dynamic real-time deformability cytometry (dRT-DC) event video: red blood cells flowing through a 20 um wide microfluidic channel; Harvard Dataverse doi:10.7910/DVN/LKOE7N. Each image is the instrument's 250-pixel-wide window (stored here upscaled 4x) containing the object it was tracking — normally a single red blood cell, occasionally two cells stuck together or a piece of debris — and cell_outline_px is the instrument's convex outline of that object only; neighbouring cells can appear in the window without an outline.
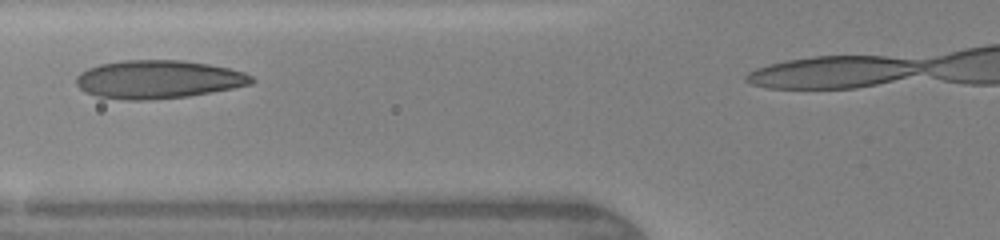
{"species": "human", "species_latin": "Homo sapiens", "temperature_condition": "warm", "stored_images_in_passage": 26, "camera_frame_rate_fps": 3000, "um_per_image_px": 0.085, "donor": {"sex": "female"}, "frame": {"image": 1, "passage_image": 9, "time_ms": 2.333, "image_size_px": [1000, 240], "cell_outline_px": [[256, 80], [252, 84], [232, 88], [188, 96], [148, 100], [124, 100], [96, 96], [84, 92], [76, 84], [76, 76], [80, 72], [88, 68], [100, 64], [124, 60], [180, 60], [208, 64], [228, 68], [244, 72], [252, 76]], "centroid_in_image_um": [13.43, 6.75], "position_along_channel_um": 112.4, "area_um2": 39.13}}
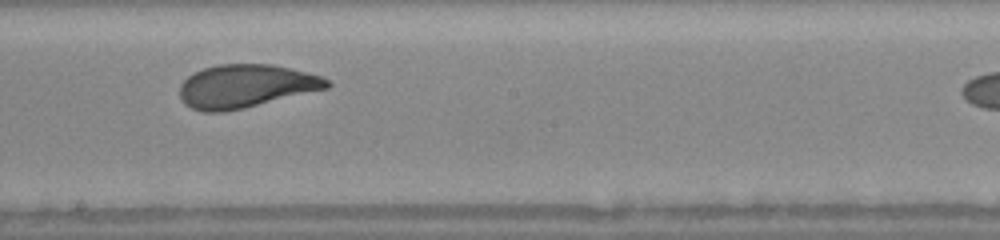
{"frame": {"image": 2, "passage_image": 15, "time_ms": 5.0, "image_size_px": [1000, 240], "cell_outline_px": [[332, 84], [328, 88], [244, 108], [224, 112], [204, 112], [192, 108], [184, 104], [180, 96], [180, 84], [188, 76], [204, 68], [216, 64], [272, 64], [292, 68], [324, 76]], "centroid_in_image_um": [20.9, 7.32], "position_along_channel_um": 227.3, "area_um2": 37.22}}